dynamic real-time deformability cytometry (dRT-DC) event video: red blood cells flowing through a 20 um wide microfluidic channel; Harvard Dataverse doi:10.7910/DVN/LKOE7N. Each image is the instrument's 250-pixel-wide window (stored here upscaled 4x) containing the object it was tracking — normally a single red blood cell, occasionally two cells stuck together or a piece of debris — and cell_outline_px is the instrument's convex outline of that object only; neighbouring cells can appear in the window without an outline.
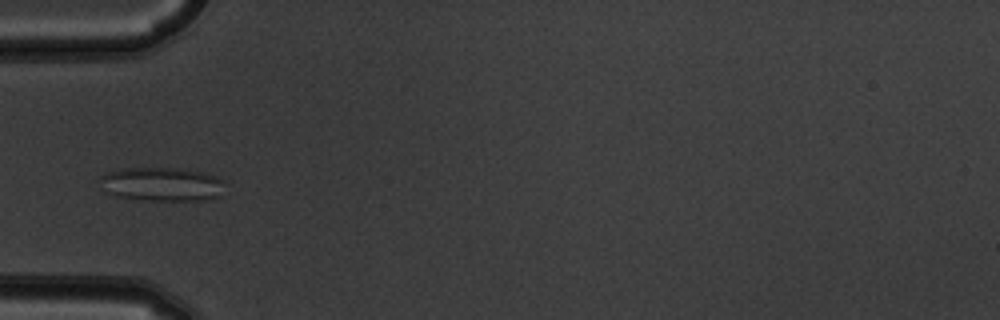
{"species": "common noctule bat (a hibernating species)", "species_latin": "Nyctalus noctula", "temperature_condition": "warm", "stored_images_in_passage": 9, "camera_frame_rate_fps": 3000, "um_per_image_px": 0.085, "animal": {"sex": "male", "body_mass_g": 19.5, "forearm_length_mm": 54.6}, "frame": {"image": 1, "passage_image": 6, "time_ms": 1.667, "image_size_px": [1000, 320], "cell_outline_px": [[224, 180], [220, 196], [208, 200], [144, 200], [116, 196], [108, 192], [100, 176], [108, 172], [124, 168], [176, 168], [204, 172], [216, 176]], "centroid_in_image_um": [13.82, 15.65], "position_along_channel_um": 71.2, "area_um2": 24.39}}
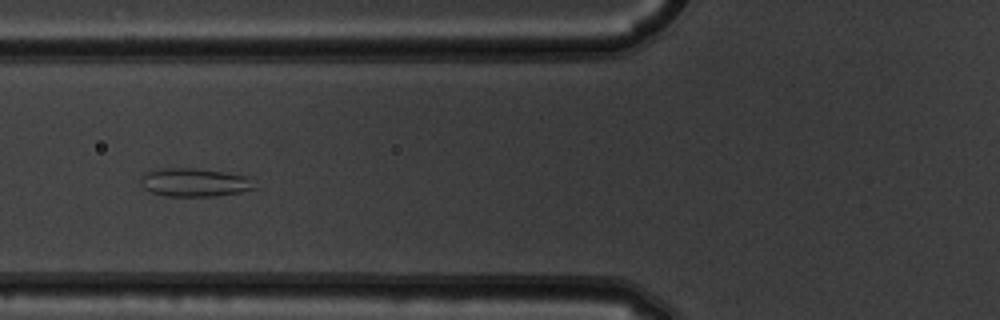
{"frame": {"image": 2, "passage_image": 7, "time_ms": 2.0, "image_size_px": [1000, 320], "cell_outline_px": [[256, 188], [240, 192], [216, 196], [164, 196], [152, 192], [144, 188], [140, 184], [144, 176], [148, 172], [164, 168], [196, 168], [224, 172], [244, 176]], "centroid_in_image_um": [16.5, 15.51], "position_along_channel_um": 109.3, "area_um2": 18.38}}